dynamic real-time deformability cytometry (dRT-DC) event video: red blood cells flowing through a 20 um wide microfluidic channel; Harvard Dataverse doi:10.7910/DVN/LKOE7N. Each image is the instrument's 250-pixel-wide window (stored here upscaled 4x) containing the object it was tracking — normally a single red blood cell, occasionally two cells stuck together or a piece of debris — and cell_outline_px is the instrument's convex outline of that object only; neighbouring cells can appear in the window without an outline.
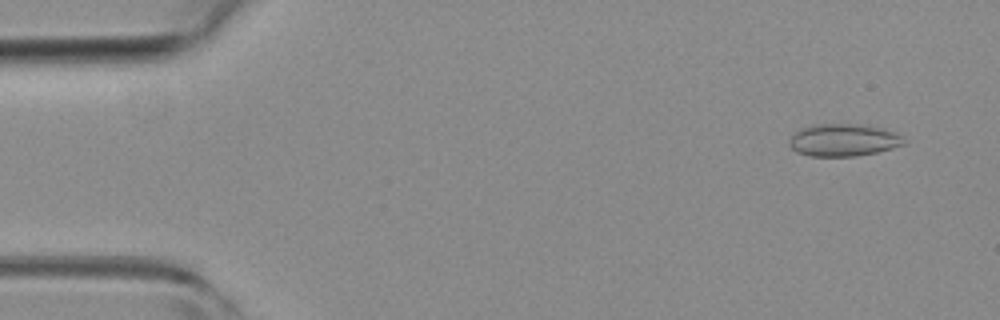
{"species": "common noctule bat (a hibernating species)", "species_latin": "Nyctalus noctula", "temperature_condition": "room temperature", "stored_images_in_passage": 50, "camera_frame_rate_fps": 3000, "um_per_image_px": 0.085, "animal": {"sex": "female", "body_mass_g": 19.3, "forearm_length_mm": 54.1}, "frame": {"image": 1, "passage_image": 3, "time_ms": 0.667, "image_size_px": [1000, 320], "cell_outline_px": [[904, 144], [892, 148], [876, 152], [856, 156], [808, 156], [796, 152], [788, 144], [788, 140], [796, 132], [804, 128], [816, 124], [860, 124], [896, 132], [900, 136]], "centroid_in_image_um": [71.65, 11.92], "position_along_channel_um": 13.4, "area_um2": 21.33}}
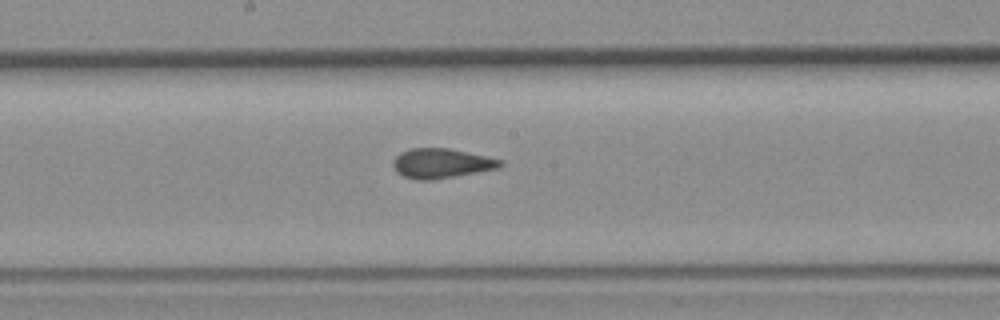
{"frame": {"image": 2, "passage_image": 26, "time_ms": 8.333, "image_size_px": [1000, 320], "cell_outline_px": [[504, 164], [496, 168], [476, 172], [432, 180], [416, 180], [404, 176], [396, 172], [392, 164], [392, 160], [400, 152], [408, 148], [448, 148], [504, 160]], "centroid_in_image_um": [37.47, 13.87], "position_along_channel_um": 210.7, "area_um2": 18.5}}
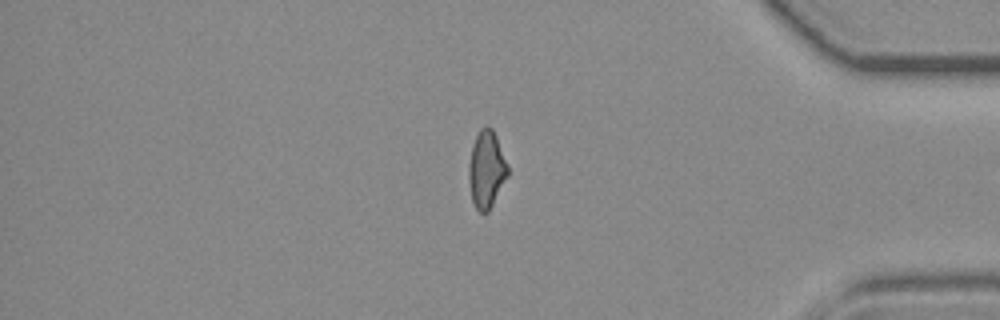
{"frame": {"image": 3, "passage_image": 42, "time_ms": 13.667, "image_size_px": [1000, 320], "cell_outline_px": [[508, 176], [488, 212], [480, 212], [476, 208], [472, 200], [468, 180], [468, 164], [472, 144], [480, 128], [484, 124], [488, 124], [492, 128], [496, 136], [508, 164]], "centroid_in_image_um": [41.34, 14.36], "position_along_channel_um": 393.9, "area_um2": 17.74}, "authors_computed_cell_mechanics": {"area_um2": 18.6983, "velocity_mm_per_s": 4.0162, "shape_relaxation_time_tau1_ms": null, "shape_relaxation_time_tau2_ms": 1.4685, "deformation_change_tau1": null, "deformation_change_tau2": 0.0571}}